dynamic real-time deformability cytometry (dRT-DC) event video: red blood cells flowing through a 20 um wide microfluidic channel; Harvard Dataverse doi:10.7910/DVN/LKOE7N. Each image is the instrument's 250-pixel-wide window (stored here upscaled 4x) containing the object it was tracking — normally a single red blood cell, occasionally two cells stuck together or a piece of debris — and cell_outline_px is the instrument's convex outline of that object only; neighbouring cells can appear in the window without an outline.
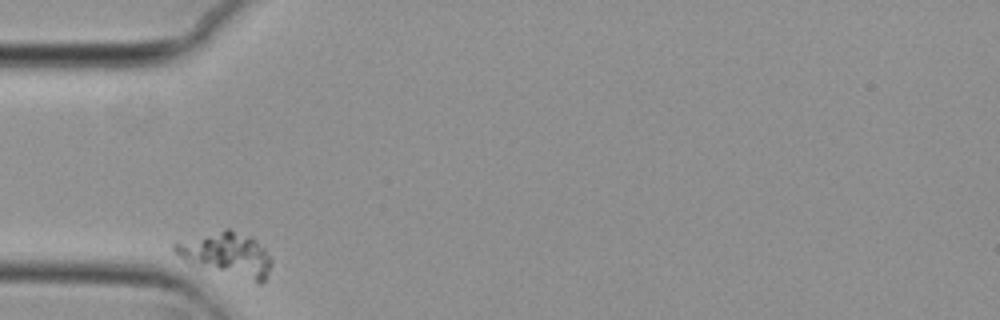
{"species": "common noctule bat (a hibernating species)", "species_latin": "Nyctalus noctula", "temperature_condition": "cold", "stored_images_in_passage": 33, "camera_frame_rate_fps": 3000, "um_per_image_px": 0.085, "animal": {"sex": "female", "body_mass_g": 29.2, "forearm_length_mm": 56.3}, "frame": {"image": 1, "passage_image": 1, "time_ms": 0.0, "image_size_px": [1000, 320], "cell_outline_px": [[272, 264], [268, 276], [260, 284], [256, 284], [200, 268], [188, 264], [172, 248], [172, 240], [224, 228], [228, 228], [252, 236], [264, 248], [272, 260]], "centroid_in_image_um": [19.22, 21.62], "position_along_channel_um": 65.8, "area_um2": 26.13}}
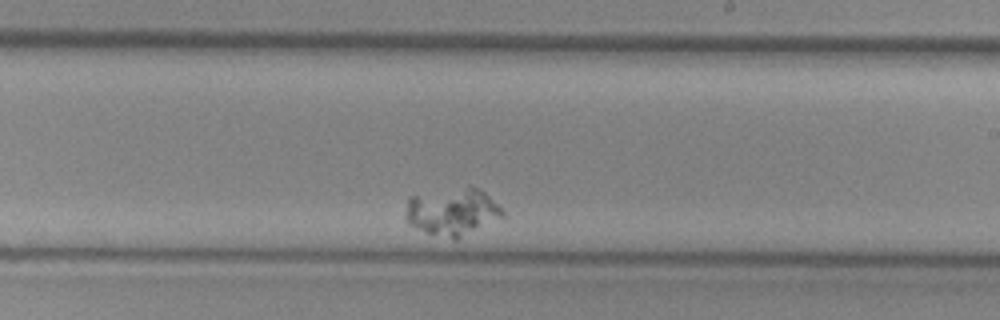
{"frame": {"image": 2, "passage_image": 20, "time_ms": 6.333, "image_size_px": [1000, 320], "cell_outline_px": [[504, 216], [456, 240], [452, 240], [416, 228], [404, 216], [408, 196], [468, 184], [472, 184], [484, 192], [504, 212]], "centroid_in_image_um": [38.43, 17.95], "position_along_channel_um": 250.6, "area_um2": 26.99}}
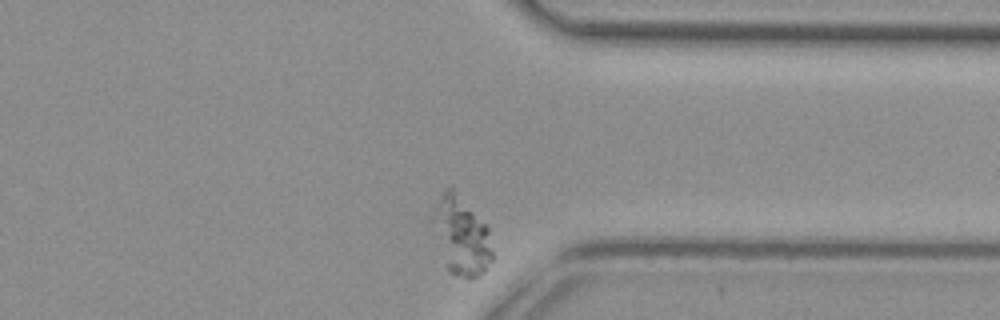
{"frame": {"image": 3, "passage_image": 32, "time_ms": 10.333, "image_size_px": [1000, 320], "cell_outline_px": [[492, 260], [484, 272], [480, 276], [468, 280], [456, 276], [448, 272], [432, 220], [432, 212], [444, 188], [452, 188], [488, 228], [492, 252]], "centroid_in_image_um": [39.22, 20.11], "position_along_channel_um": 372.2, "area_um2": 26.53}}